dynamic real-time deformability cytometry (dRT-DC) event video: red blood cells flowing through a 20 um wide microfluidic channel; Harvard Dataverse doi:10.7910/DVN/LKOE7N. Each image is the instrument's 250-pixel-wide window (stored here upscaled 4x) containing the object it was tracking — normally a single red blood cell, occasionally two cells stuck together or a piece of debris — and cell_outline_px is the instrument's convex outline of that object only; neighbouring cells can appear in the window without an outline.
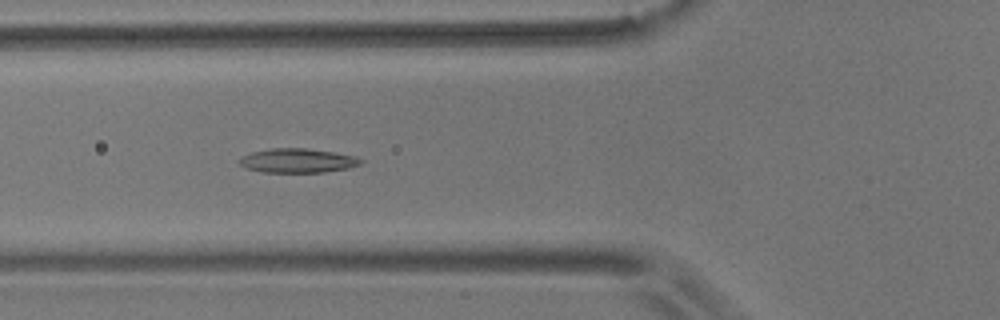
{"species": "common noctule bat (a hibernating species)", "species_latin": "Nyctalus noctula", "temperature_condition": "room temperature", "stored_images_in_passage": 44, "camera_frame_rate_fps": 3000, "um_per_image_px": 0.085, "animal": {"sex": "male", "body_mass_g": 17.9}, "frame": {"image": 1, "passage_image": 8, "time_ms": 2.333, "image_size_px": [1000, 320], "cell_outline_px": [[364, 160], [360, 164], [348, 168], [324, 172], [260, 172], [244, 168], [240, 164], [240, 160], [244, 156], [252, 152], [272, 148], [308, 148], [356, 156]], "centroid_in_image_um": [25.31, 13.65], "position_along_channel_um": 100.5, "area_um2": 17.05}}
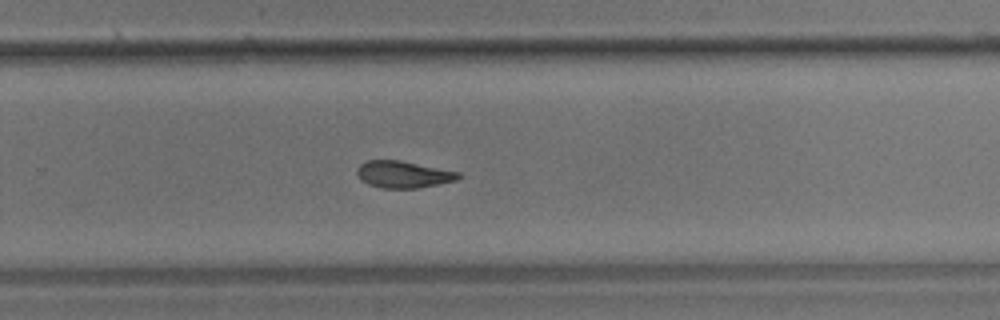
{"frame": {"image": 2, "passage_image": 24, "time_ms": 7.667, "image_size_px": [1000, 320], "cell_outline_px": [[460, 176], [456, 180], [416, 188], [380, 188], [368, 184], [360, 180], [356, 172], [356, 168], [360, 164], [368, 160], [400, 160], [460, 172]], "centroid_in_image_um": [34.23, 14.82], "position_along_channel_um": 295.6, "area_um2": 15.84}}
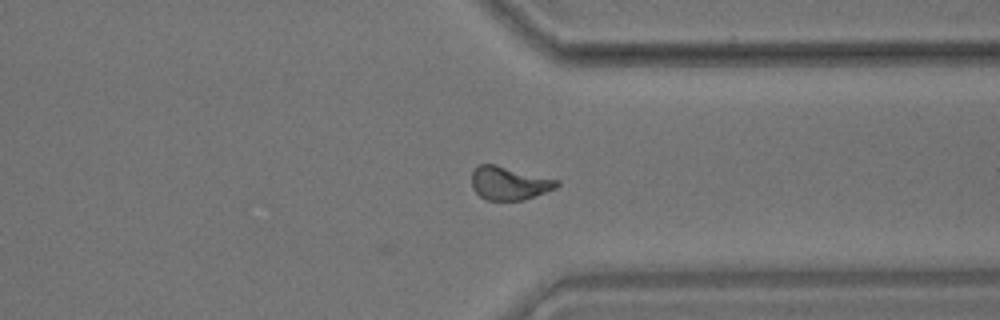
{"frame": {"image": 3, "passage_image": 30, "time_ms": 9.667, "image_size_px": [1000, 320], "cell_outline_px": [[560, 184], [556, 188], [524, 200], [484, 200], [472, 188], [472, 172], [476, 164], [496, 164], [560, 180]], "centroid_in_image_um": [43.27, 15.56], "position_along_channel_um": 368.1, "area_um2": 16.76}, "authors_computed_cell_mechanics": {"area_um2": 16.0973, "velocity_mm_per_s": 3.6597, "shape_relaxation_time_tau1_ms": 9.2546, "shape_relaxation_time_tau2_ms": 4.1521, "deformation_change_tau1": 0.1803, "deformation_change_tau2": 0.1121}}